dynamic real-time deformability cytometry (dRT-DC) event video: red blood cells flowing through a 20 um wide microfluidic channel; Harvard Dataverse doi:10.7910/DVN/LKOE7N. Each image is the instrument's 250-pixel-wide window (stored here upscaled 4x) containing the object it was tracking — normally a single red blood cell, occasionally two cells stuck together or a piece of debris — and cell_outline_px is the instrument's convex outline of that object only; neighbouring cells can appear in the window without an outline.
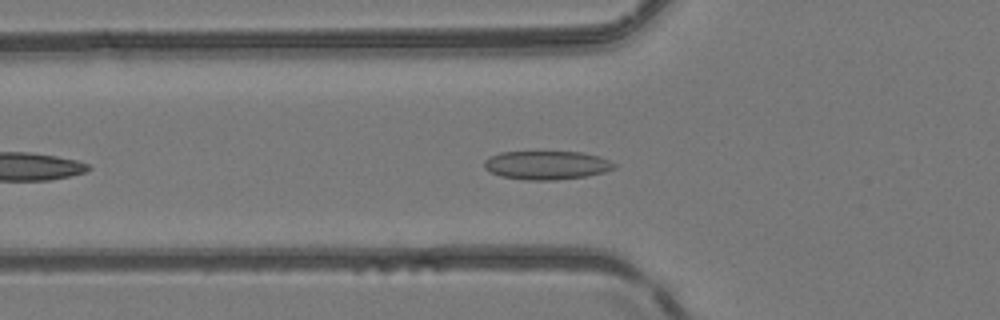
{"species": "common noctule bat (a hibernating species)", "species_latin": "Nyctalus noctula", "temperature_condition": "room temperature", "stored_images_in_passage": 32, "camera_frame_rate_fps": 3000, "um_per_image_px": 0.085, "animal": {"sex": "female", "body_mass_g": 24.6, "forearm_length_mm": 56.2}, "frame": {"image": 1, "passage_image": 6, "time_ms": 1.667, "image_size_px": [1000, 320], "cell_outline_px": [[616, 168], [604, 172], [588, 176], [556, 180], [524, 180], [500, 176], [488, 172], [484, 168], [484, 160], [500, 152], [580, 152], [600, 156], [616, 164]], "centroid_in_image_um": [46.46, 14.05], "position_along_channel_um": 79.3, "area_um2": 21.85}}
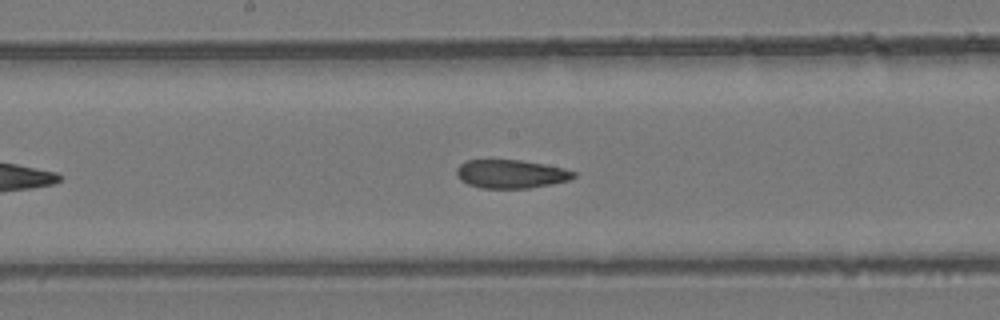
{"frame": {"image": 2, "passage_image": 15, "time_ms": 4.667, "image_size_px": [1000, 320], "cell_outline_px": [[576, 176], [572, 180], [552, 184], [528, 188], [480, 188], [468, 184], [460, 180], [456, 172], [456, 168], [460, 164], [468, 160], [520, 160], [544, 164], [564, 168], [576, 172]], "centroid_in_image_um": [43.45, 14.79], "position_along_channel_um": 204.7, "area_um2": 19.54}}
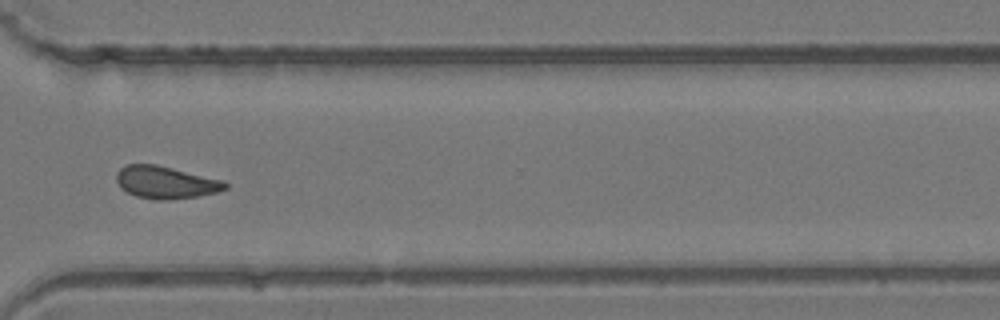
{"frame": {"image": 3, "passage_image": 26, "time_ms": 8.333, "image_size_px": [1000, 320], "cell_outline_px": [[228, 188], [216, 192], [196, 196], [168, 200], [156, 200], [136, 196], [120, 188], [116, 180], [116, 172], [120, 168], [128, 164], [156, 164], [224, 180], [228, 184]], "centroid_in_image_um": [14.07, 15.5], "position_along_channel_um": 356.5, "area_um2": 20.58}, "authors_computed_cell_mechanics": {"area_um2": 20.3745, "velocity_mm_per_s": 4.1592, "shape_relaxation_time_tau1_ms": null, "shape_relaxation_time_tau2_ms": 2.927, "deformation_change_tau1": null, "deformation_change_tau2": 0.0909}}